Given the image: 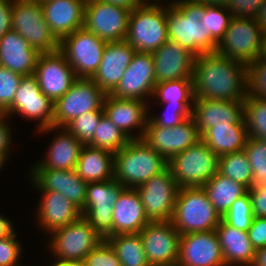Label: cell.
I'll list each match as a JSON object with an SVG mask.
<instances>
[{
	"label": "cell",
	"instance_id": "obj_1",
	"mask_svg": "<svg viewBox=\"0 0 266 266\" xmlns=\"http://www.w3.org/2000/svg\"><path fill=\"white\" fill-rule=\"evenodd\" d=\"M194 97L222 101H244L247 96V65L214 53L194 59Z\"/></svg>",
	"mask_w": 266,
	"mask_h": 266
},
{
	"label": "cell",
	"instance_id": "obj_2",
	"mask_svg": "<svg viewBox=\"0 0 266 266\" xmlns=\"http://www.w3.org/2000/svg\"><path fill=\"white\" fill-rule=\"evenodd\" d=\"M207 5L199 0L167 2V35L195 56L216 52L218 43L200 21Z\"/></svg>",
	"mask_w": 266,
	"mask_h": 266
},
{
	"label": "cell",
	"instance_id": "obj_3",
	"mask_svg": "<svg viewBox=\"0 0 266 266\" xmlns=\"http://www.w3.org/2000/svg\"><path fill=\"white\" fill-rule=\"evenodd\" d=\"M167 167L168 161L142 138L130 139L115 153L114 179L125 188L136 189Z\"/></svg>",
	"mask_w": 266,
	"mask_h": 266
},
{
	"label": "cell",
	"instance_id": "obj_4",
	"mask_svg": "<svg viewBox=\"0 0 266 266\" xmlns=\"http://www.w3.org/2000/svg\"><path fill=\"white\" fill-rule=\"evenodd\" d=\"M221 220L203 187L178 189L171 222L181 235L214 231Z\"/></svg>",
	"mask_w": 266,
	"mask_h": 266
},
{
	"label": "cell",
	"instance_id": "obj_5",
	"mask_svg": "<svg viewBox=\"0 0 266 266\" xmlns=\"http://www.w3.org/2000/svg\"><path fill=\"white\" fill-rule=\"evenodd\" d=\"M164 5L147 3L131 11L125 40L136 52L153 53L169 40Z\"/></svg>",
	"mask_w": 266,
	"mask_h": 266
},
{
	"label": "cell",
	"instance_id": "obj_6",
	"mask_svg": "<svg viewBox=\"0 0 266 266\" xmlns=\"http://www.w3.org/2000/svg\"><path fill=\"white\" fill-rule=\"evenodd\" d=\"M218 165L219 156L202 139L168 161L179 188L202 187L218 172Z\"/></svg>",
	"mask_w": 266,
	"mask_h": 266
},
{
	"label": "cell",
	"instance_id": "obj_7",
	"mask_svg": "<svg viewBox=\"0 0 266 266\" xmlns=\"http://www.w3.org/2000/svg\"><path fill=\"white\" fill-rule=\"evenodd\" d=\"M262 41L263 28L257 19L233 17L216 53L248 66L261 57Z\"/></svg>",
	"mask_w": 266,
	"mask_h": 266
},
{
	"label": "cell",
	"instance_id": "obj_8",
	"mask_svg": "<svg viewBox=\"0 0 266 266\" xmlns=\"http://www.w3.org/2000/svg\"><path fill=\"white\" fill-rule=\"evenodd\" d=\"M50 236L48 248L55 261L83 262L87 254L104 240L82 215Z\"/></svg>",
	"mask_w": 266,
	"mask_h": 266
},
{
	"label": "cell",
	"instance_id": "obj_9",
	"mask_svg": "<svg viewBox=\"0 0 266 266\" xmlns=\"http://www.w3.org/2000/svg\"><path fill=\"white\" fill-rule=\"evenodd\" d=\"M12 30L19 33L39 53L59 50L60 41L44 19L41 3L35 0H14Z\"/></svg>",
	"mask_w": 266,
	"mask_h": 266
},
{
	"label": "cell",
	"instance_id": "obj_10",
	"mask_svg": "<svg viewBox=\"0 0 266 266\" xmlns=\"http://www.w3.org/2000/svg\"><path fill=\"white\" fill-rule=\"evenodd\" d=\"M106 43L82 27L64 37L59 50L73 67L77 78L91 79L100 65Z\"/></svg>",
	"mask_w": 266,
	"mask_h": 266
},
{
	"label": "cell",
	"instance_id": "obj_11",
	"mask_svg": "<svg viewBox=\"0 0 266 266\" xmlns=\"http://www.w3.org/2000/svg\"><path fill=\"white\" fill-rule=\"evenodd\" d=\"M106 94L92 79L78 78L70 89L54 102L53 127L64 128L78 116L104 110Z\"/></svg>",
	"mask_w": 266,
	"mask_h": 266
},
{
	"label": "cell",
	"instance_id": "obj_12",
	"mask_svg": "<svg viewBox=\"0 0 266 266\" xmlns=\"http://www.w3.org/2000/svg\"><path fill=\"white\" fill-rule=\"evenodd\" d=\"M124 188L114 178L87 184L81 215L103 238L113 229V205Z\"/></svg>",
	"mask_w": 266,
	"mask_h": 266
},
{
	"label": "cell",
	"instance_id": "obj_13",
	"mask_svg": "<svg viewBox=\"0 0 266 266\" xmlns=\"http://www.w3.org/2000/svg\"><path fill=\"white\" fill-rule=\"evenodd\" d=\"M131 10L102 0H87L83 27L106 42L125 40Z\"/></svg>",
	"mask_w": 266,
	"mask_h": 266
},
{
	"label": "cell",
	"instance_id": "obj_14",
	"mask_svg": "<svg viewBox=\"0 0 266 266\" xmlns=\"http://www.w3.org/2000/svg\"><path fill=\"white\" fill-rule=\"evenodd\" d=\"M178 189L169 167L136 188L150 221H171Z\"/></svg>",
	"mask_w": 266,
	"mask_h": 266
},
{
	"label": "cell",
	"instance_id": "obj_15",
	"mask_svg": "<svg viewBox=\"0 0 266 266\" xmlns=\"http://www.w3.org/2000/svg\"><path fill=\"white\" fill-rule=\"evenodd\" d=\"M15 113L39 120L36 130L53 127L54 102L43 94L34 75L22 77L12 104L5 110L8 117Z\"/></svg>",
	"mask_w": 266,
	"mask_h": 266
},
{
	"label": "cell",
	"instance_id": "obj_16",
	"mask_svg": "<svg viewBox=\"0 0 266 266\" xmlns=\"http://www.w3.org/2000/svg\"><path fill=\"white\" fill-rule=\"evenodd\" d=\"M150 266H176L181 234L171 221H150L139 232Z\"/></svg>",
	"mask_w": 266,
	"mask_h": 266
},
{
	"label": "cell",
	"instance_id": "obj_17",
	"mask_svg": "<svg viewBox=\"0 0 266 266\" xmlns=\"http://www.w3.org/2000/svg\"><path fill=\"white\" fill-rule=\"evenodd\" d=\"M142 139L169 161L173 156L196 144L201 136L191 116L172 128L147 124Z\"/></svg>",
	"mask_w": 266,
	"mask_h": 266
},
{
	"label": "cell",
	"instance_id": "obj_18",
	"mask_svg": "<svg viewBox=\"0 0 266 266\" xmlns=\"http://www.w3.org/2000/svg\"><path fill=\"white\" fill-rule=\"evenodd\" d=\"M33 75L43 94L53 102L62 97L78 79L60 50L40 53Z\"/></svg>",
	"mask_w": 266,
	"mask_h": 266
},
{
	"label": "cell",
	"instance_id": "obj_19",
	"mask_svg": "<svg viewBox=\"0 0 266 266\" xmlns=\"http://www.w3.org/2000/svg\"><path fill=\"white\" fill-rule=\"evenodd\" d=\"M155 85V67L152 53L135 52L119 84L111 95L121 99H137L146 102L147 97L152 98Z\"/></svg>",
	"mask_w": 266,
	"mask_h": 266
},
{
	"label": "cell",
	"instance_id": "obj_20",
	"mask_svg": "<svg viewBox=\"0 0 266 266\" xmlns=\"http://www.w3.org/2000/svg\"><path fill=\"white\" fill-rule=\"evenodd\" d=\"M176 266H226L216 231L182 234Z\"/></svg>",
	"mask_w": 266,
	"mask_h": 266
},
{
	"label": "cell",
	"instance_id": "obj_21",
	"mask_svg": "<svg viewBox=\"0 0 266 266\" xmlns=\"http://www.w3.org/2000/svg\"><path fill=\"white\" fill-rule=\"evenodd\" d=\"M149 102L137 99H121L107 94L103 103L105 116L129 139H141L149 119ZM140 129L133 135V129ZM131 130V131H130Z\"/></svg>",
	"mask_w": 266,
	"mask_h": 266
},
{
	"label": "cell",
	"instance_id": "obj_22",
	"mask_svg": "<svg viewBox=\"0 0 266 266\" xmlns=\"http://www.w3.org/2000/svg\"><path fill=\"white\" fill-rule=\"evenodd\" d=\"M191 116L202 136L213 126L245 124L244 101H222L195 98Z\"/></svg>",
	"mask_w": 266,
	"mask_h": 266
},
{
	"label": "cell",
	"instance_id": "obj_23",
	"mask_svg": "<svg viewBox=\"0 0 266 266\" xmlns=\"http://www.w3.org/2000/svg\"><path fill=\"white\" fill-rule=\"evenodd\" d=\"M135 52L126 40L106 43L100 65L91 78L106 95L115 90Z\"/></svg>",
	"mask_w": 266,
	"mask_h": 266
},
{
	"label": "cell",
	"instance_id": "obj_24",
	"mask_svg": "<svg viewBox=\"0 0 266 266\" xmlns=\"http://www.w3.org/2000/svg\"><path fill=\"white\" fill-rule=\"evenodd\" d=\"M152 56L156 83L192 79L196 56L179 43L168 40Z\"/></svg>",
	"mask_w": 266,
	"mask_h": 266
},
{
	"label": "cell",
	"instance_id": "obj_25",
	"mask_svg": "<svg viewBox=\"0 0 266 266\" xmlns=\"http://www.w3.org/2000/svg\"><path fill=\"white\" fill-rule=\"evenodd\" d=\"M29 175L39 191H56L63 194L80 210L84 207L88 183L78 176L75 169L31 170Z\"/></svg>",
	"mask_w": 266,
	"mask_h": 266
},
{
	"label": "cell",
	"instance_id": "obj_26",
	"mask_svg": "<svg viewBox=\"0 0 266 266\" xmlns=\"http://www.w3.org/2000/svg\"><path fill=\"white\" fill-rule=\"evenodd\" d=\"M86 2L87 0H48L41 3L44 19L59 41L83 27Z\"/></svg>",
	"mask_w": 266,
	"mask_h": 266
},
{
	"label": "cell",
	"instance_id": "obj_27",
	"mask_svg": "<svg viewBox=\"0 0 266 266\" xmlns=\"http://www.w3.org/2000/svg\"><path fill=\"white\" fill-rule=\"evenodd\" d=\"M58 131V135L52 139L43 161L35 164L30 170H73L83 148L78 138L70 134L65 128L47 127L37 130L39 133ZM62 129V132H59Z\"/></svg>",
	"mask_w": 266,
	"mask_h": 266
},
{
	"label": "cell",
	"instance_id": "obj_28",
	"mask_svg": "<svg viewBox=\"0 0 266 266\" xmlns=\"http://www.w3.org/2000/svg\"><path fill=\"white\" fill-rule=\"evenodd\" d=\"M113 207V229L104 240L111 235L139 233L150 222L134 188H124Z\"/></svg>",
	"mask_w": 266,
	"mask_h": 266
},
{
	"label": "cell",
	"instance_id": "obj_29",
	"mask_svg": "<svg viewBox=\"0 0 266 266\" xmlns=\"http://www.w3.org/2000/svg\"><path fill=\"white\" fill-rule=\"evenodd\" d=\"M41 197L36 207V220L43 231L51 234L81 216L80 209L65 196L56 191H40Z\"/></svg>",
	"mask_w": 266,
	"mask_h": 266
},
{
	"label": "cell",
	"instance_id": "obj_30",
	"mask_svg": "<svg viewBox=\"0 0 266 266\" xmlns=\"http://www.w3.org/2000/svg\"><path fill=\"white\" fill-rule=\"evenodd\" d=\"M40 53L16 31H8L0 39V66L23 76L34 74Z\"/></svg>",
	"mask_w": 266,
	"mask_h": 266
},
{
	"label": "cell",
	"instance_id": "obj_31",
	"mask_svg": "<svg viewBox=\"0 0 266 266\" xmlns=\"http://www.w3.org/2000/svg\"><path fill=\"white\" fill-rule=\"evenodd\" d=\"M226 266H250L254 259L247 231H241L221 220L215 229Z\"/></svg>",
	"mask_w": 266,
	"mask_h": 266
},
{
	"label": "cell",
	"instance_id": "obj_32",
	"mask_svg": "<svg viewBox=\"0 0 266 266\" xmlns=\"http://www.w3.org/2000/svg\"><path fill=\"white\" fill-rule=\"evenodd\" d=\"M114 156L106 149L83 146L75 171L87 183L113 179Z\"/></svg>",
	"mask_w": 266,
	"mask_h": 266
},
{
	"label": "cell",
	"instance_id": "obj_33",
	"mask_svg": "<svg viewBox=\"0 0 266 266\" xmlns=\"http://www.w3.org/2000/svg\"><path fill=\"white\" fill-rule=\"evenodd\" d=\"M248 137L245 124H234L213 126L201 136V139L220 157L244 150Z\"/></svg>",
	"mask_w": 266,
	"mask_h": 266
},
{
	"label": "cell",
	"instance_id": "obj_34",
	"mask_svg": "<svg viewBox=\"0 0 266 266\" xmlns=\"http://www.w3.org/2000/svg\"><path fill=\"white\" fill-rule=\"evenodd\" d=\"M207 196L221 217L229 210L230 206L248 189L234 180L217 172L203 186Z\"/></svg>",
	"mask_w": 266,
	"mask_h": 266
},
{
	"label": "cell",
	"instance_id": "obj_35",
	"mask_svg": "<svg viewBox=\"0 0 266 266\" xmlns=\"http://www.w3.org/2000/svg\"><path fill=\"white\" fill-rule=\"evenodd\" d=\"M105 240L114 249L122 266H150L139 233L111 235Z\"/></svg>",
	"mask_w": 266,
	"mask_h": 266
},
{
	"label": "cell",
	"instance_id": "obj_36",
	"mask_svg": "<svg viewBox=\"0 0 266 266\" xmlns=\"http://www.w3.org/2000/svg\"><path fill=\"white\" fill-rule=\"evenodd\" d=\"M153 97L162 104L193 105L195 97L192 79H179L156 83Z\"/></svg>",
	"mask_w": 266,
	"mask_h": 266
},
{
	"label": "cell",
	"instance_id": "obj_37",
	"mask_svg": "<svg viewBox=\"0 0 266 266\" xmlns=\"http://www.w3.org/2000/svg\"><path fill=\"white\" fill-rule=\"evenodd\" d=\"M218 172L247 189L251 187L252 170L244 150L220 156Z\"/></svg>",
	"mask_w": 266,
	"mask_h": 266
},
{
	"label": "cell",
	"instance_id": "obj_38",
	"mask_svg": "<svg viewBox=\"0 0 266 266\" xmlns=\"http://www.w3.org/2000/svg\"><path fill=\"white\" fill-rule=\"evenodd\" d=\"M244 121L249 137L266 141V99L247 95L244 99Z\"/></svg>",
	"mask_w": 266,
	"mask_h": 266
},
{
	"label": "cell",
	"instance_id": "obj_39",
	"mask_svg": "<svg viewBox=\"0 0 266 266\" xmlns=\"http://www.w3.org/2000/svg\"><path fill=\"white\" fill-rule=\"evenodd\" d=\"M129 140L130 139L104 115L95 128L93 141L88 146L106 149L116 153L126 146Z\"/></svg>",
	"mask_w": 266,
	"mask_h": 266
},
{
	"label": "cell",
	"instance_id": "obj_40",
	"mask_svg": "<svg viewBox=\"0 0 266 266\" xmlns=\"http://www.w3.org/2000/svg\"><path fill=\"white\" fill-rule=\"evenodd\" d=\"M244 151L251 165L252 177L249 189L266 188V141L248 137Z\"/></svg>",
	"mask_w": 266,
	"mask_h": 266
},
{
	"label": "cell",
	"instance_id": "obj_41",
	"mask_svg": "<svg viewBox=\"0 0 266 266\" xmlns=\"http://www.w3.org/2000/svg\"><path fill=\"white\" fill-rule=\"evenodd\" d=\"M233 18L230 10L225 6L207 5L200 21L209 31L211 37L219 43L226 33L230 20Z\"/></svg>",
	"mask_w": 266,
	"mask_h": 266
},
{
	"label": "cell",
	"instance_id": "obj_42",
	"mask_svg": "<svg viewBox=\"0 0 266 266\" xmlns=\"http://www.w3.org/2000/svg\"><path fill=\"white\" fill-rule=\"evenodd\" d=\"M104 115V110L90 111L71 120L64 128L84 146H88L93 141L95 128Z\"/></svg>",
	"mask_w": 266,
	"mask_h": 266
},
{
	"label": "cell",
	"instance_id": "obj_43",
	"mask_svg": "<svg viewBox=\"0 0 266 266\" xmlns=\"http://www.w3.org/2000/svg\"><path fill=\"white\" fill-rule=\"evenodd\" d=\"M253 218L251 198L247 192L230 206L222 220L238 230L248 231Z\"/></svg>",
	"mask_w": 266,
	"mask_h": 266
},
{
	"label": "cell",
	"instance_id": "obj_44",
	"mask_svg": "<svg viewBox=\"0 0 266 266\" xmlns=\"http://www.w3.org/2000/svg\"><path fill=\"white\" fill-rule=\"evenodd\" d=\"M247 95L266 99V58L262 56L247 66Z\"/></svg>",
	"mask_w": 266,
	"mask_h": 266
},
{
	"label": "cell",
	"instance_id": "obj_45",
	"mask_svg": "<svg viewBox=\"0 0 266 266\" xmlns=\"http://www.w3.org/2000/svg\"><path fill=\"white\" fill-rule=\"evenodd\" d=\"M23 75L0 66V107L5 111L14 99Z\"/></svg>",
	"mask_w": 266,
	"mask_h": 266
},
{
	"label": "cell",
	"instance_id": "obj_46",
	"mask_svg": "<svg viewBox=\"0 0 266 266\" xmlns=\"http://www.w3.org/2000/svg\"><path fill=\"white\" fill-rule=\"evenodd\" d=\"M165 105H167V108L164 111L165 114L149 117L147 124H156L157 126L172 128L184 121L186 118L191 117L193 105ZM168 107L171 110H169Z\"/></svg>",
	"mask_w": 266,
	"mask_h": 266
},
{
	"label": "cell",
	"instance_id": "obj_47",
	"mask_svg": "<svg viewBox=\"0 0 266 266\" xmlns=\"http://www.w3.org/2000/svg\"><path fill=\"white\" fill-rule=\"evenodd\" d=\"M84 266H122L111 245L103 240L83 260Z\"/></svg>",
	"mask_w": 266,
	"mask_h": 266
},
{
	"label": "cell",
	"instance_id": "obj_48",
	"mask_svg": "<svg viewBox=\"0 0 266 266\" xmlns=\"http://www.w3.org/2000/svg\"><path fill=\"white\" fill-rule=\"evenodd\" d=\"M17 233L0 239V266H20L19 260L22 254V245L16 240Z\"/></svg>",
	"mask_w": 266,
	"mask_h": 266
},
{
	"label": "cell",
	"instance_id": "obj_49",
	"mask_svg": "<svg viewBox=\"0 0 266 266\" xmlns=\"http://www.w3.org/2000/svg\"><path fill=\"white\" fill-rule=\"evenodd\" d=\"M265 0H228L227 8L233 17L255 18Z\"/></svg>",
	"mask_w": 266,
	"mask_h": 266
},
{
	"label": "cell",
	"instance_id": "obj_50",
	"mask_svg": "<svg viewBox=\"0 0 266 266\" xmlns=\"http://www.w3.org/2000/svg\"><path fill=\"white\" fill-rule=\"evenodd\" d=\"M247 232L255 250L266 246V218L254 217Z\"/></svg>",
	"mask_w": 266,
	"mask_h": 266
},
{
	"label": "cell",
	"instance_id": "obj_51",
	"mask_svg": "<svg viewBox=\"0 0 266 266\" xmlns=\"http://www.w3.org/2000/svg\"><path fill=\"white\" fill-rule=\"evenodd\" d=\"M254 217L266 218V188L248 189Z\"/></svg>",
	"mask_w": 266,
	"mask_h": 266
},
{
	"label": "cell",
	"instance_id": "obj_52",
	"mask_svg": "<svg viewBox=\"0 0 266 266\" xmlns=\"http://www.w3.org/2000/svg\"><path fill=\"white\" fill-rule=\"evenodd\" d=\"M14 0H0V39L12 30V7Z\"/></svg>",
	"mask_w": 266,
	"mask_h": 266
},
{
	"label": "cell",
	"instance_id": "obj_53",
	"mask_svg": "<svg viewBox=\"0 0 266 266\" xmlns=\"http://www.w3.org/2000/svg\"><path fill=\"white\" fill-rule=\"evenodd\" d=\"M8 116L5 115L0 120V155L1 156H8L11 150V145L13 144L12 140V134H11V128L9 126V123L5 122L6 118Z\"/></svg>",
	"mask_w": 266,
	"mask_h": 266
},
{
	"label": "cell",
	"instance_id": "obj_54",
	"mask_svg": "<svg viewBox=\"0 0 266 266\" xmlns=\"http://www.w3.org/2000/svg\"><path fill=\"white\" fill-rule=\"evenodd\" d=\"M14 231L12 222L0 214V239L11 235Z\"/></svg>",
	"mask_w": 266,
	"mask_h": 266
},
{
	"label": "cell",
	"instance_id": "obj_55",
	"mask_svg": "<svg viewBox=\"0 0 266 266\" xmlns=\"http://www.w3.org/2000/svg\"><path fill=\"white\" fill-rule=\"evenodd\" d=\"M102 1L125 7L127 9H130L131 11L136 7H139L144 4L141 0H102Z\"/></svg>",
	"mask_w": 266,
	"mask_h": 266
},
{
	"label": "cell",
	"instance_id": "obj_56",
	"mask_svg": "<svg viewBox=\"0 0 266 266\" xmlns=\"http://www.w3.org/2000/svg\"><path fill=\"white\" fill-rule=\"evenodd\" d=\"M250 266H266V246L255 250L254 259Z\"/></svg>",
	"mask_w": 266,
	"mask_h": 266
},
{
	"label": "cell",
	"instance_id": "obj_57",
	"mask_svg": "<svg viewBox=\"0 0 266 266\" xmlns=\"http://www.w3.org/2000/svg\"><path fill=\"white\" fill-rule=\"evenodd\" d=\"M256 19H257V22L261 25V27L265 29L266 28V0L262 4Z\"/></svg>",
	"mask_w": 266,
	"mask_h": 266
},
{
	"label": "cell",
	"instance_id": "obj_58",
	"mask_svg": "<svg viewBox=\"0 0 266 266\" xmlns=\"http://www.w3.org/2000/svg\"><path fill=\"white\" fill-rule=\"evenodd\" d=\"M49 266H84L83 262H73V261H55Z\"/></svg>",
	"mask_w": 266,
	"mask_h": 266
},
{
	"label": "cell",
	"instance_id": "obj_59",
	"mask_svg": "<svg viewBox=\"0 0 266 266\" xmlns=\"http://www.w3.org/2000/svg\"><path fill=\"white\" fill-rule=\"evenodd\" d=\"M200 2L205 3L206 5H217L227 7L228 0H199Z\"/></svg>",
	"mask_w": 266,
	"mask_h": 266
},
{
	"label": "cell",
	"instance_id": "obj_60",
	"mask_svg": "<svg viewBox=\"0 0 266 266\" xmlns=\"http://www.w3.org/2000/svg\"><path fill=\"white\" fill-rule=\"evenodd\" d=\"M262 57L266 58V28L263 29Z\"/></svg>",
	"mask_w": 266,
	"mask_h": 266
},
{
	"label": "cell",
	"instance_id": "obj_61",
	"mask_svg": "<svg viewBox=\"0 0 266 266\" xmlns=\"http://www.w3.org/2000/svg\"><path fill=\"white\" fill-rule=\"evenodd\" d=\"M6 160H8V156H1L0 155V170L2 169L4 163H6Z\"/></svg>",
	"mask_w": 266,
	"mask_h": 266
},
{
	"label": "cell",
	"instance_id": "obj_62",
	"mask_svg": "<svg viewBox=\"0 0 266 266\" xmlns=\"http://www.w3.org/2000/svg\"><path fill=\"white\" fill-rule=\"evenodd\" d=\"M144 4H147V3H159V2H161V0H149V1H147V0H141ZM152 1V2H151ZM158 1V2H157Z\"/></svg>",
	"mask_w": 266,
	"mask_h": 266
},
{
	"label": "cell",
	"instance_id": "obj_63",
	"mask_svg": "<svg viewBox=\"0 0 266 266\" xmlns=\"http://www.w3.org/2000/svg\"><path fill=\"white\" fill-rule=\"evenodd\" d=\"M5 111L0 107V120L5 116Z\"/></svg>",
	"mask_w": 266,
	"mask_h": 266
},
{
	"label": "cell",
	"instance_id": "obj_64",
	"mask_svg": "<svg viewBox=\"0 0 266 266\" xmlns=\"http://www.w3.org/2000/svg\"><path fill=\"white\" fill-rule=\"evenodd\" d=\"M35 1H37L39 3H43V2L48 1V0H35Z\"/></svg>",
	"mask_w": 266,
	"mask_h": 266
}]
</instances>
